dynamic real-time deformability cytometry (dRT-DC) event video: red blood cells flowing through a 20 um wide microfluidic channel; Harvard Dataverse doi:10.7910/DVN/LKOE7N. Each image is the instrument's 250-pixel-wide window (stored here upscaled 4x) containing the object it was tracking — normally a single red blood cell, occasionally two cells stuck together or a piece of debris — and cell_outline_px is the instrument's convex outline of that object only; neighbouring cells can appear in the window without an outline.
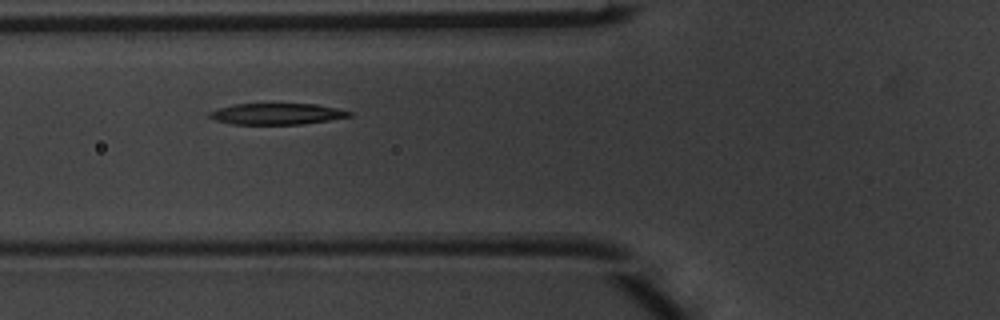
{"species": "common noctule bat (a hibernating species)", "species_latin": "Nyctalus noctula", "temperature_condition": "warm", "stored_images_in_passage": 8, "camera_frame_rate_fps": 3000, "um_per_image_px": 0.085, "animal": {"sex": "male", "body_mass_g": 20.1, "forearm_length_mm": 53.5}, "frame": {"image": 1, "passage_image": 5, "time_ms": 1.333, "image_size_px": [1000, 320], "cell_outline_px": [[352, 116], [328, 120], [300, 124], [232, 124], [216, 120], [208, 116], [208, 112], [216, 108], [232, 104], [316, 104], [336, 108], [352, 112]], "centroid_in_image_um": [23.48, 9.67], "position_along_channel_um": 102.3, "area_um2": 17.22}}
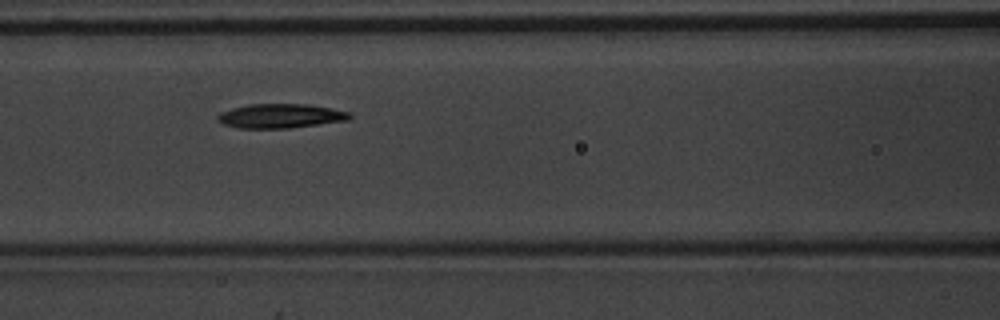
{"frame": {"image": 2, "passage_image": 6, "time_ms": 1.667, "image_size_px": [1000, 320], "cell_outline_px": [[352, 116], [348, 120], [288, 128], [240, 128], [224, 124], [216, 120], [216, 116], [220, 112], [232, 108], [248, 104], [308, 104], [332, 108], [348, 112]], "centroid_in_image_um": [23.81, 9.85], "position_along_channel_um": 142.8, "area_um2": 18.61}}
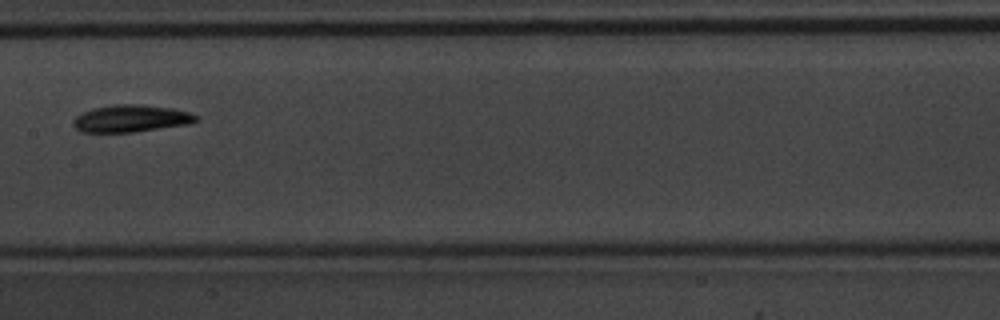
{"frame": {"image": 3, "passage_image": 7, "time_ms": 2.0, "image_size_px": [1000, 320], "cell_outline_px": [[200, 120], [192, 124], [132, 132], [80, 132], [72, 124], [72, 120], [76, 116], [84, 112], [96, 108], [116, 104], [140, 104], [172, 108], [188, 112], [200, 116]], "centroid_in_image_um": [11.19, 10.08], "position_along_channel_um": 196.2, "area_um2": 19.54}}